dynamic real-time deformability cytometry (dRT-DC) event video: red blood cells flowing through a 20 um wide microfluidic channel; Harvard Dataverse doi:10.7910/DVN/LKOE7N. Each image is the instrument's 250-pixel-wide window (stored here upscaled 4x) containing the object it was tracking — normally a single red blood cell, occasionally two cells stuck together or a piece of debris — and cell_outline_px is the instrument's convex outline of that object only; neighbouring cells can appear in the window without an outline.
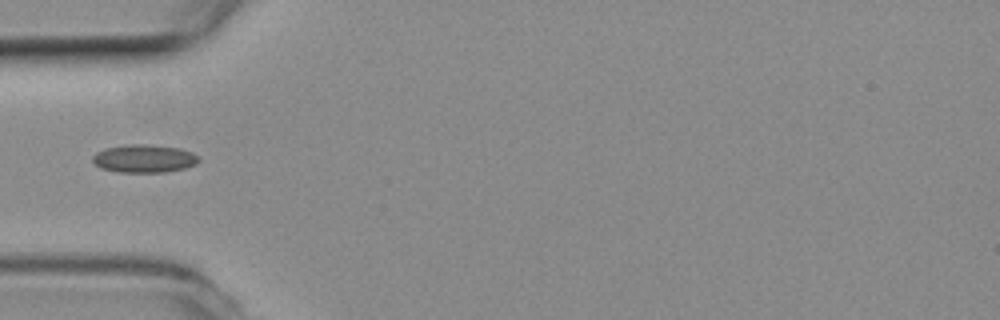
{"species": "common noctule bat (a hibernating species)", "species_latin": "Nyctalus noctula", "temperature_condition": "room temperature", "stored_images_in_passage": 3, "camera_frame_rate_fps": 3000, "um_per_image_px": 0.085, "animal": {"sex": "female", "body_mass_g": 19.3, "forearm_length_mm": 54.1}, "frame": {"image": 1, "passage_image": 2, "time_ms": 0.333, "image_size_px": [1000, 320], "cell_outline_px": [[200, 160], [196, 164], [184, 168], [164, 172], [116, 172], [100, 168], [92, 160], [92, 156], [96, 152], [104, 148], [132, 144], [144, 144], [180, 148], [192, 152]], "centroid_in_image_um": [12.22, 13.48], "position_along_channel_um": 72.8, "area_um2": 17.28}}